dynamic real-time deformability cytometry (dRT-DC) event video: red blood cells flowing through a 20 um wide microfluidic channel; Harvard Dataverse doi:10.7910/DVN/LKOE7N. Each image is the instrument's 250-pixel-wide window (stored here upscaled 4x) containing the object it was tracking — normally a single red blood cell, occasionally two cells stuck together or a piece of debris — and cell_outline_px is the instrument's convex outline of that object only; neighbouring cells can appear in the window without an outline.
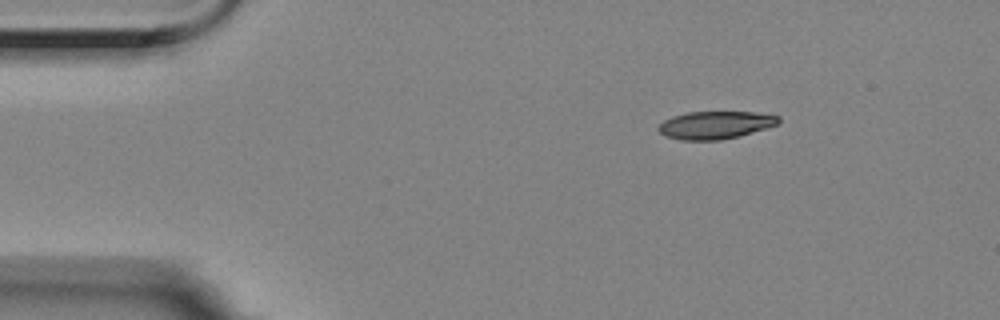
{"species": "Egyptian fruit bat (a non-hibernating species)", "species_latin": "Rousettus aegyptiacus", "temperature_condition": "room temperature", "stored_images_in_passage": 49, "camera_frame_rate_fps": 3000, "um_per_image_px": 0.085, "animal": {"sex": "female"}, "frame": {"image": 1, "passage_image": 1, "time_ms": 0.0, "image_size_px": [1000, 320], "cell_outline_px": [[780, 124], [736, 136], [720, 140], [680, 140], [664, 136], [656, 128], [664, 120], [672, 116], [688, 112], [752, 112], [780, 116]], "centroid_in_image_um": [60.77, 10.62], "position_along_channel_um": 24.2, "area_um2": 19.31}}
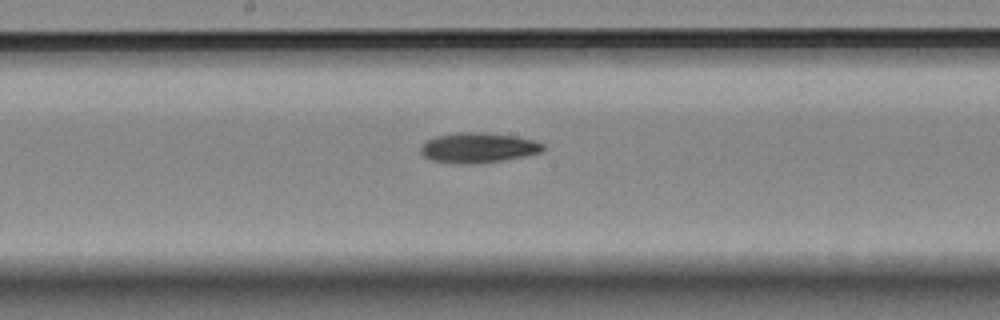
{"frame": {"image": 2, "passage_image": 22, "time_ms": 7.0, "image_size_px": [1000, 320], "cell_outline_px": [[544, 148], [540, 152], [500, 160], [468, 164], [456, 164], [432, 160], [424, 156], [420, 152], [420, 148], [428, 140], [436, 136], [456, 132], [488, 132], [516, 136], [532, 140], [544, 144]], "centroid_in_image_um": [40.6, 12.54], "position_along_channel_um": 207.6, "area_um2": 21.21}}
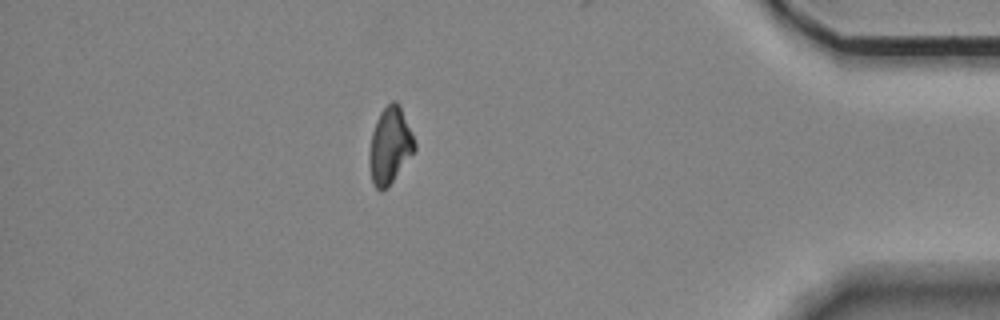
{"frame": {"image": 3, "passage_image": 42, "time_ms": 13.667, "image_size_px": [1000, 320], "cell_outline_px": [[416, 148], [388, 188], [380, 192], [372, 184], [372, 132], [376, 120], [380, 112], [392, 100], [396, 100], [400, 104], [412, 132], [416, 144]], "centroid_in_image_um": [33.2, 12.34], "position_along_channel_um": 402.0, "area_um2": 19.59}, "authors_computed_cell_mechanics": {"area_um2": 20.6346, "velocity_mm_per_s": 3.5418, "shape_relaxation_time_tau1_ms": 4.5422, "shape_relaxation_time_tau2_ms": null, "deformation_change_tau1": 0.145, "deformation_change_tau2": null}}